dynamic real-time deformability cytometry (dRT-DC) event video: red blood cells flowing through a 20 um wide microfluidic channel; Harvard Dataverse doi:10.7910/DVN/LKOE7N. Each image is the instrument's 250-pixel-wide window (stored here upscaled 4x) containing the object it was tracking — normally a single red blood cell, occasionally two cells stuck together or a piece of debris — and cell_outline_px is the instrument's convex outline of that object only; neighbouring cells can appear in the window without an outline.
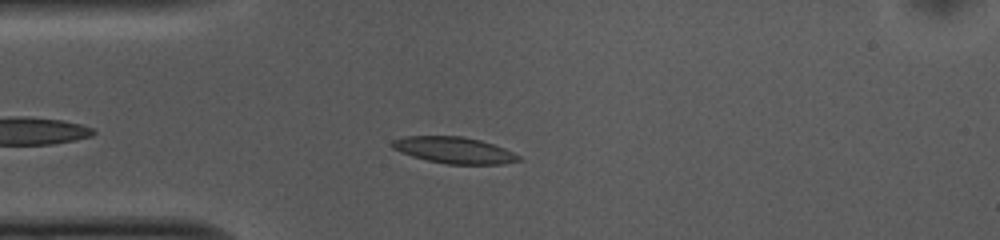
{"species": "common noctule bat (a hibernating species)", "species_latin": "Nyctalus noctula", "temperature_condition": "cold", "stored_images_in_passage": 12, "camera_frame_rate_fps": 3000, "um_per_image_px": 0.085, "animal": {"sex": "female", "body_mass_g": 10.0, "forearm_length_mm": 53.1}, "frame": {"image": 1, "passage_image": 6, "time_ms": 1.667, "image_size_px": [1000, 240], "cell_outline_px": [[520, 160], [504, 164], [448, 164], [428, 160], [412, 156], [400, 152], [392, 148], [392, 140], [404, 136], [460, 136], [480, 140], [504, 148], [520, 156]], "centroid_in_image_um": [38.58, 12.76], "position_along_channel_um": 46.4, "area_um2": 19.31}}
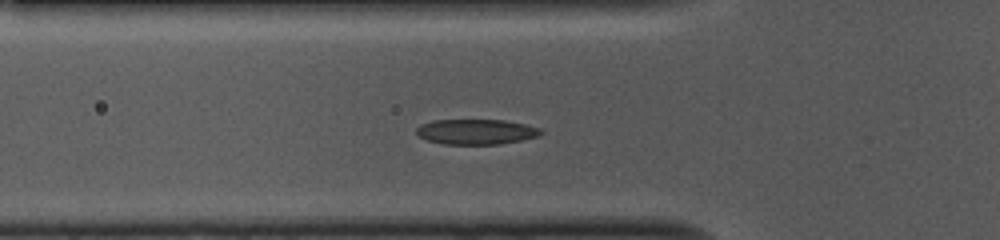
{"frame": {"image": 2, "passage_image": 10, "time_ms": 3.0, "image_size_px": [1000, 240], "cell_outline_px": [[544, 132], [536, 136], [520, 140], [500, 144], [444, 144], [428, 140], [420, 136], [416, 132], [416, 128], [420, 124], [432, 120], [504, 120], [524, 124], [540, 128]], "centroid_in_image_um": [40.45, 11.19], "position_along_channel_um": 85.4, "area_um2": 18.15}}